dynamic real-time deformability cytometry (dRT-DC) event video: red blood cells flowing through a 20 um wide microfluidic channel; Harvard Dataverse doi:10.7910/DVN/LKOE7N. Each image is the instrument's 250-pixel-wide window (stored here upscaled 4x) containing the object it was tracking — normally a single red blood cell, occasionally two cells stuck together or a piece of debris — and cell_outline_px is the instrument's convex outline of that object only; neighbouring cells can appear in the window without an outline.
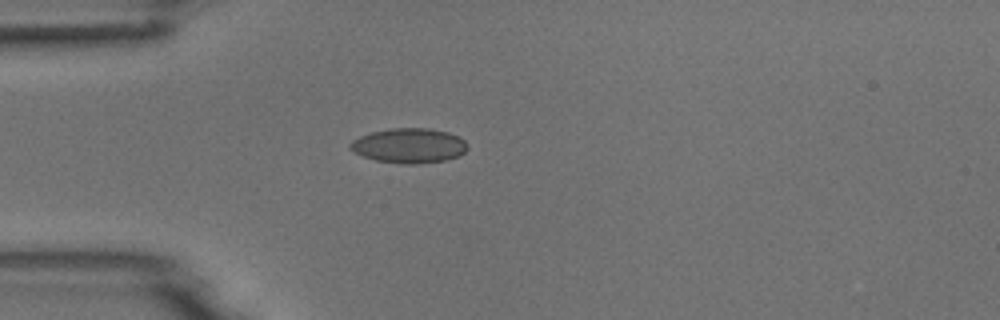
{"species": "common noctule bat (a hibernating species)", "species_latin": "Nyctalus noctula", "temperature_condition": "room temperature", "stored_images_in_passage": 1, "camera_frame_rate_fps": 3000, "um_per_image_px": 0.085, "animal": {"sex": "male", "body_mass_g": 18.8}, "frame": {"image": 1, "passage_image": 1, "time_ms": 0.0, "image_size_px": [1000, 320], "cell_outline_px": [[468, 148], [460, 156], [444, 160], [416, 164], [400, 164], [376, 160], [364, 156], [348, 148], [348, 144], [352, 140], [360, 136], [372, 132], [388, 128], [428, 128], [448, 132], [460, 136], [468, 144]], "centroid_in_image_um": [34.79, 12.37], "position_along_channel_um": 50.2, "area_um2": 23.93}}